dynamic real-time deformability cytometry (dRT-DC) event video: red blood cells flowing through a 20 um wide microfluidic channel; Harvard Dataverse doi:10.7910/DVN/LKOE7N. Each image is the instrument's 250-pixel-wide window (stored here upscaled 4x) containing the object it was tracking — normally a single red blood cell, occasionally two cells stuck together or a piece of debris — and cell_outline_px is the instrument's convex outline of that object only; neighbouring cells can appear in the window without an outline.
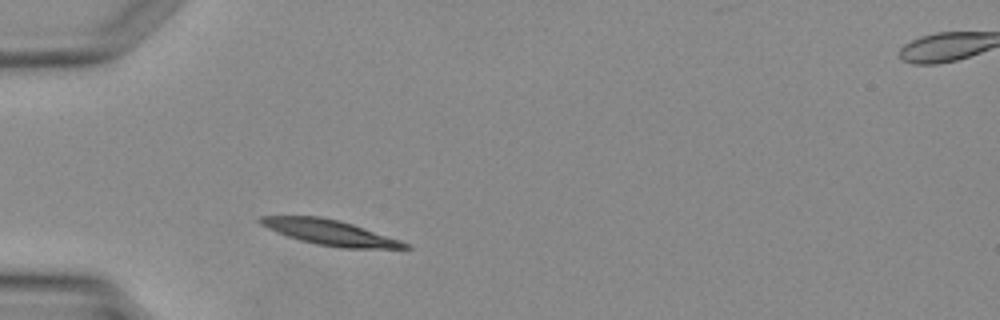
{"species": "Egyptian fruit bat (a non-hibernating species)", "species_latin": "Rousettus aegyptiacus", "temperature_condition": "warm", "stored_images_in_passage": 3, "camera_frame_rate_fps": 3000, "um_per_image_px": 0.085, "animal": {"sex": "female"}, "frame": {"image": 1, "passage_image": 2, "time_ms": 1.333, "image_size_px": [1000, 320], "cell_outline_px": [[412, 248], [340, 248], [316, 244], [300, 240], [276, 232], [260, 224], [256, 220], [260, 216], [320, 216], [340, 220], [400, 240], [408, 244]], "centroid_in_image_um": [28.0, 19.75], "position_along_channel_um": 57.0, "area_um2": 21.1}}